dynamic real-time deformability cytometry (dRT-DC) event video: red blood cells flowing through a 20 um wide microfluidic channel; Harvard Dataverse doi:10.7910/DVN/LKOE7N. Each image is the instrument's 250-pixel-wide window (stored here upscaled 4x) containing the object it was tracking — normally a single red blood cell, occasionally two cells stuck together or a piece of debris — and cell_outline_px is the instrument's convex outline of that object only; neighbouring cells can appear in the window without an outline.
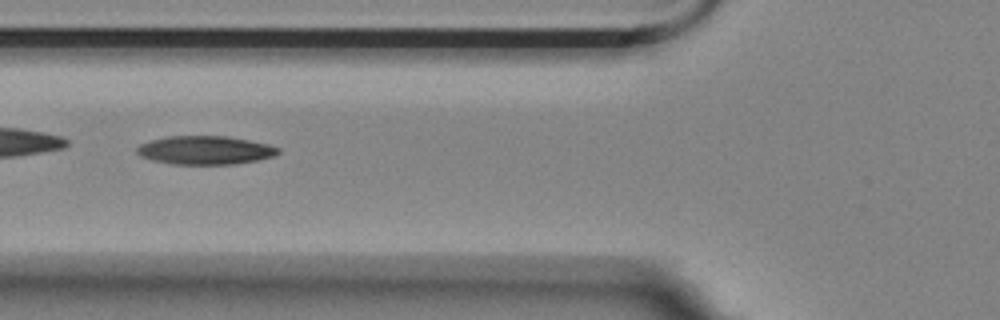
{"species": "Egyptian fruit bat (a non-hibernating species)", "species_latin": "Rousettus aegyptiacus", "temperature_condition": "room temperature", "stored_images_in_passage": 45, "camera_frame_rate_fps": 3000, "um_per_image_px": 0.085, "animal": {"sex": "female"}, "frame": {"image": 1, "passage_image": 17, "time_ms": 5.333, "image_size_px": [1000, 320], "cell_outline_px": [[280, 152], [272, 156], [256, 160], [236, 164], [172, 164], [152, 160], [140, 156], [136, 152], [136, 148], [140, 144], [148, 140], [168, 136], [228, 136], [268, 144], [280, 148]], "centroid_in_image_um": [17.4, 12.76], "position_along_channel_um": 108.4, "area_um2": 23.52}}
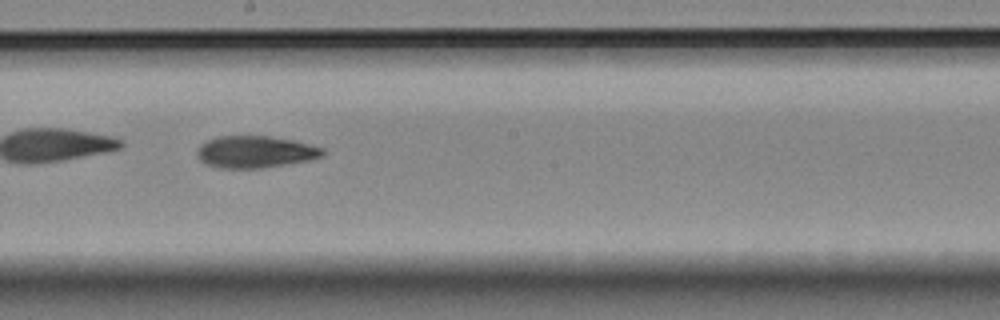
{"frame": {"image": 2, "passage_image": 27, "time_ms": 8.667, "image_size_px": [1000, 320], "cell_outline_px": [[324, 156], [308, 160], [260, 168], [220, 168], [204, 164], [196, 156], [196, 152], [200, 144], [216, 136], [268, 136], [292, 140], [324, 148]], "centroid_in_image_um": [21.64, 12.91], "position_along_channel_um": 226.6, "area_um2": 23.35}}
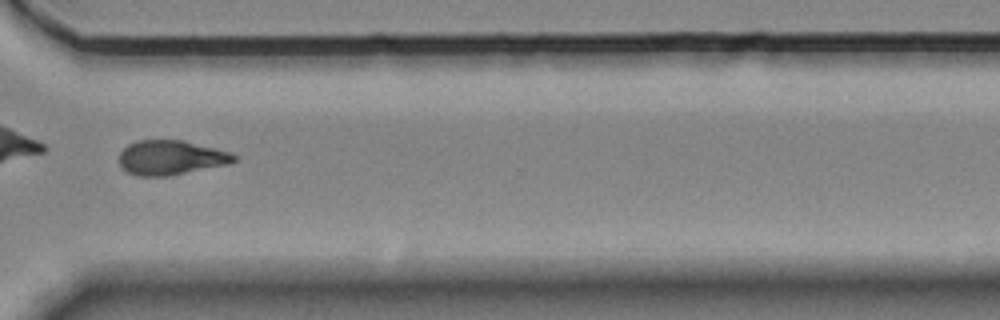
{"frame": {"image": 3, "passage_image": 38, "time_ms": 12.333, "image_size_px": [1000, 320], "cell_outline_px": [[236, 160], [228, 164], [168, 176], [136, 176], [128, 172], [120, 164], [120, 152], [128, 144], [136, 140], [184, 140], [216, 148], [228, 152], [236, 156]], "centroid_in_image_um": [14.51, 13.39], "position_along_channel_um": 356.1, "area_um2": 23.0}, "authors_computed_cell_mechanics": {"area_um2": 23.5246, "velocity_mm_per_s": 3.5358, "shape_relaxation_time_tau1_ms": 9.3875, "shape_relaxation_time_tau2_ms": 4.2121, "deformation_change_tau1": 0.2411, "deformation_change_tau2": 0.1192}}